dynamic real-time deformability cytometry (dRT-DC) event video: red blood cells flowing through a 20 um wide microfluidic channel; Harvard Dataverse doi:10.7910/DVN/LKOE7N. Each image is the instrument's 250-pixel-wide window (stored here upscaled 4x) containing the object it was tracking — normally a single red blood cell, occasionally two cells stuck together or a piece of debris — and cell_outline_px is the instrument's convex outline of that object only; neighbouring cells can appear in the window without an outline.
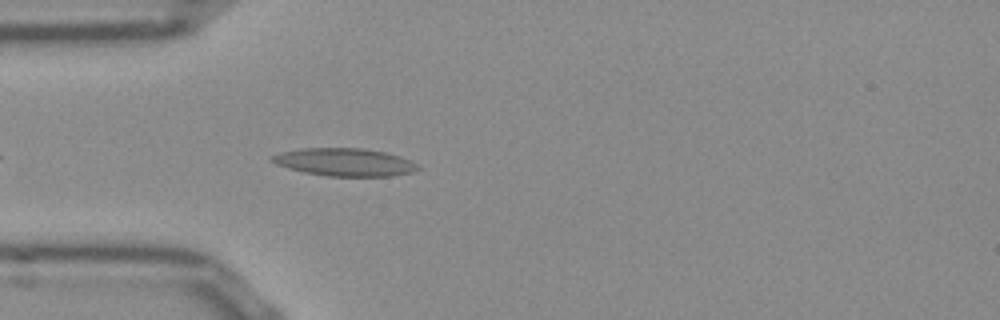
{"species": "Egyptian fruit bat (a non-hibernating species)", "species_latin": "Rousettus aegyptiacus", "temperature_condition": "room temperature", "stored_images_in_passage": 41, "camera_frame_rate_fps": 3000, "um_per_image_px": 0.085, "frame": {"image": 1, "passage_image": 4, "time_ms": 1.0, "image_size_px": [1000, 320], "cell_outline_px": [[420, 168], [412, 172], [392, 176], [328, 176], [304, 172], [288, 168], [276, 164], [272, 160], [272, 156], [280, 152], [304, 148], [364, 148], [384, 152], [408, 160], [416, 164]], "centroid_in_image_um": [29.27, 13.78], "position_along_channel_um": 55.7, "area_um2": 23.29}}
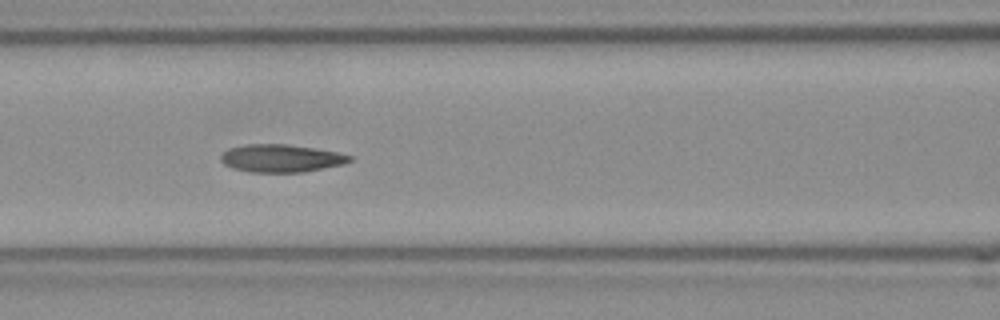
{"frame": {"image": 2, "passage_image": 11, "time_ms": 3.333, "image_size_px": [1000, 320], "cell_outline_px": [[352, 160], [344, 164], [304, 172], [252, 172], [236, 168], [224, 164], [220, 160], [220, 156], [228, 148], [248, 144], [284, 144], [312, 148], [336, 152], [352, 156]], "centroid_in_image_um": [23.89, 13.45], "position_along_channel_um": 142.7, "area_um2": 20.58}}
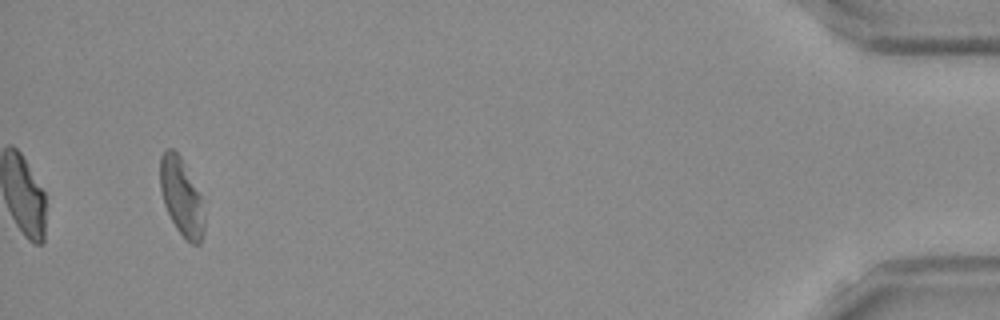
{"frame": {"image": 3, "passage_image": 39, "time_ms": 12.667, "image_size_px": [1000, 320], "cell_outline_px": [[204, 232], [200, 244], [192, 244], [176, 228], [164, 204], [160, 188], [160, 156], [164, 148], [172, 148], [180, 156], [200, 196], [204, 216]], "centroid_in_image_um": [15.4, 16.72], "position_along_channel_um": 419.8, "area_um2": 19.54}, "authors_computed_cell_mechanics": {"area_um2": 20.6924, "velocity_mm_per_s": 3.8399, "shape_relaxation_time_tau1_ms": 7.7488, "shape_relaxation_time_tau2_ms": 2.968, "deformation_change_tau1": 0.2147, "deformation_change_tau2": 0.1109}}